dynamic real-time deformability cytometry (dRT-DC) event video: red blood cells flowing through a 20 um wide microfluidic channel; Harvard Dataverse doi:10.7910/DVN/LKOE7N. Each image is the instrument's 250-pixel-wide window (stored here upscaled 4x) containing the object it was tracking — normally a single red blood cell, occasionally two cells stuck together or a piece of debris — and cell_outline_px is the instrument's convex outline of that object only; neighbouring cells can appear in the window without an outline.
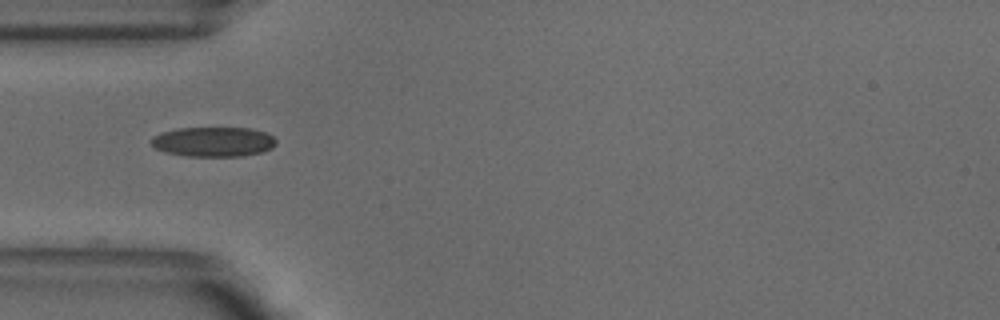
{"species": "common noctule bat (a hibernating species)", "species_latin": "Nyctalus noctula", "temperature_condition": "warm", "stored_images_in_passage": 37, "camera_frame_rate_fps": 3000, "um_per_image_px": 0.085, "animal": {"sex": "male", "body_mass_g": 18.8}, "frame": {"image": 1, "passage_image": 1, "time_ms": 0.0, "image_size_px": [1000, 320], "cell_outline_px": [[276, 144], [272, 148], [260, 152], [240, 156], [184, 156], [164, 152], [156, 148], [148, 140], [152, 136], [160, 132], [176, 128], [252, 128], [268, 132], [276, 140]], "centroid_in_image_um": [18.11, 12.04], "position_along_channel_um": 66.9, "area_um2": 21.91}}
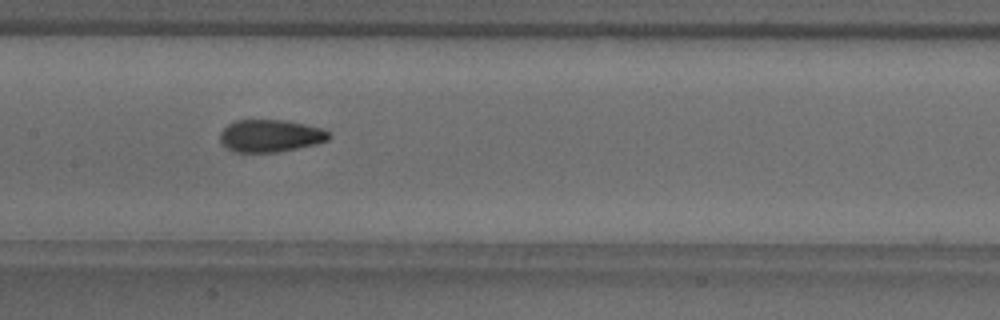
{"frame": {"image": 2, "passage_image": 10, "time_ms": 3.0, "image_size_px": [1000, 320], "cell_outline_px": [[332, 136], [328, 140], [316, 144], [280, 152], [236, 152], [228, 148], [220, 140], [220, 132], [228, 124], [236, 120], [284, 120], [324, 128]], "centroid_in_image_um": [23.01, 11.54], "position_along_channel_um": 184.4, "area_um2": 20.58}}
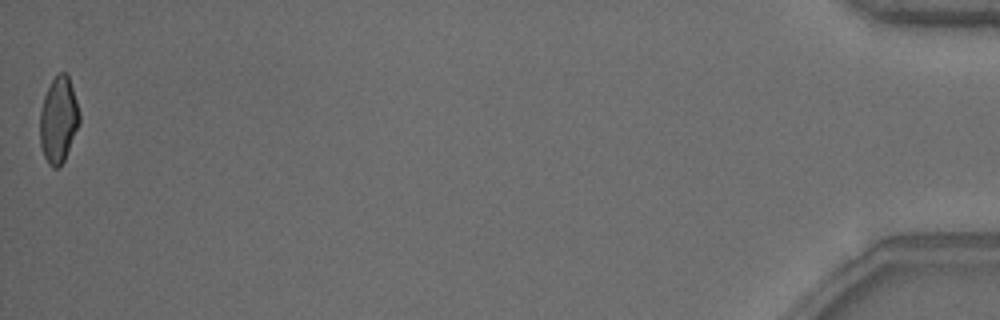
{"frame": {"image": 3, "passage_image": 37, "time_ms": 12.0, "image_size_px": [1000, 320], "cell_outline_px": [[80, 124], [64, 160], [56, 168], [52, 168], [48, 164], [44, 156], [40, 144], [40, 112], [44, 96], [52, 80], [60, 72], [64, 72], [68, 76], [80, 112]], "centroid_in_image_um": [4.97, 10.21], "position_along_channel_um": 430.2, "area_um2": 19.65}, "authors_computed_cell_mechanics": {"area_um2": 20.5768, "velocity_mm_per_s": 3.8667, "shape_relaxation_time_tau1_ms": 6.4802, "shape_relaxation_time_tau2_ms": 1.4867, "deformation_change_tau1": 0.1798, "deformation_change_tau2": 0.0682}}